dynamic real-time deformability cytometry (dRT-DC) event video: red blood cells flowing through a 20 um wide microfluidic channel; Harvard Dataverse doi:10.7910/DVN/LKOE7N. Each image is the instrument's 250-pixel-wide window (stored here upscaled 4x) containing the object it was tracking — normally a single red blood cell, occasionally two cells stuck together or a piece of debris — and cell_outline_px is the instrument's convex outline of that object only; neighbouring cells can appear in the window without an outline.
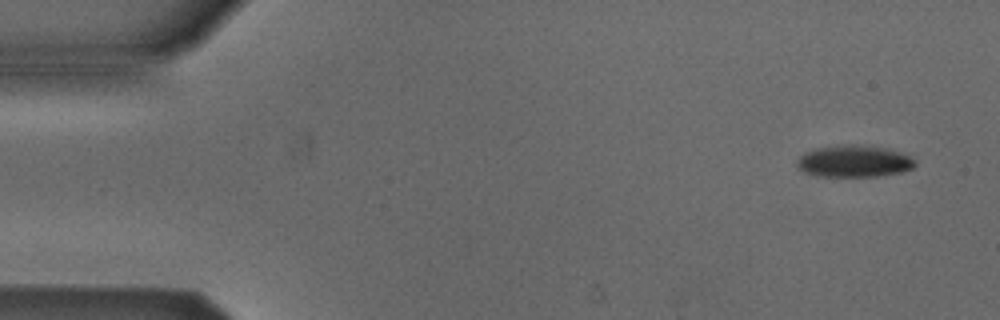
{"species": "Egyptian fruit bat (a non-hibernating species)", "species_latin": "Rousettus aegyptiacus", "temperature_condition": "cold", "stored_images_in_passage": 5, "camera_frame_rate_fps": 3000, "um_per_image_px": 0.085, "animal": {"sex": "male"}, "frame": {"image": 1, "passage_image": 1, "time_ms": 0.0, "image_size_px": [1000, 320], "cell_outline_px": [[916, 164], [912, 168], [900, 172], [876, 176], [820, 176], [804, 172], [796, 164], [796, 160], [804, 152], [816, 148], [844, 144], [856, 144], [884, 148], [900, 152], [916, 160]], "centroid_in_image_um": [72.57, 13.69], "position_along_channel_um": 12.4, "area_um2": 21.79}}
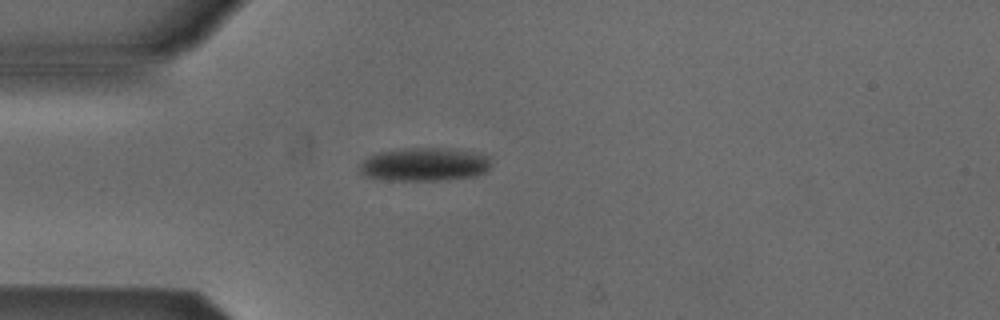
{"frame": {"image": 2, "passage_image": 4, "time_ms": 3.667, "image_size_px": [1000, 320], "cell_outline_px": [[492, 164], [484, 172], [476, 176], [440, 180], [392, 180], [364, 176], [360, 172], [360, 164], [368, 156], [380, 152], [400, 148], [452, 148], [476, 152], [488, 156]], "centroid_in_image_um": [36.1, 13.96], "position_along_channel_um": 48.9, "area_um2": 25.66}}